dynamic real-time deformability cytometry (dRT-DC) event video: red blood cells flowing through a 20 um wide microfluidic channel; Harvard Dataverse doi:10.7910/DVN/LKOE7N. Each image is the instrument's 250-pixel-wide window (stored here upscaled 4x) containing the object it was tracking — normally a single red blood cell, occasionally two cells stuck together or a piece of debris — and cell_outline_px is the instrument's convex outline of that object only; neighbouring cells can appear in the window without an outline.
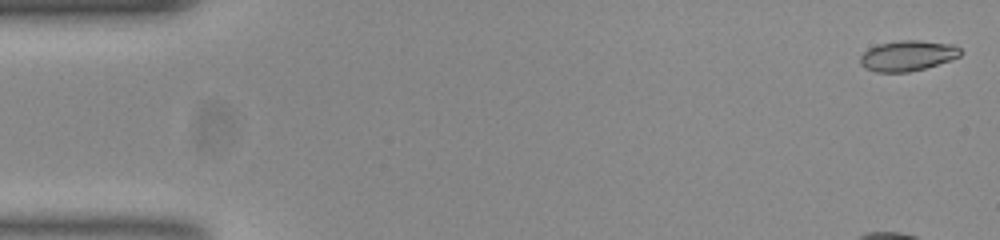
{"species": "common noctule bat (a hibernating species)", "species_latin": "Nyctalus noctula", "temperature_condition": "room temperature", "stored_images_in_passage": 14, "camera_frame_rate_fps": 3000, "um_per_image_px": 0.085, "animal": {"sex": "female", "body_mass_g": 23.0, "forearm_length_mm": 53.4}, "frame": {"image": 1, "passage_image": 2, "time_ms": 0.333, "image_size_px": [1000, 240], "cell_outline_px": [[964, 52], [960, 56], [924, 68], [908, 72], [876, 72], [864, 68], [860, 64], [860, 56], [868, 48], [876, 44], [900, 40], [920, 40], [956, 44]], "centroid_in_image_um": [77.14, 4.72], "position_along_channel_um": 7.9, "area_um2": 17.98}}